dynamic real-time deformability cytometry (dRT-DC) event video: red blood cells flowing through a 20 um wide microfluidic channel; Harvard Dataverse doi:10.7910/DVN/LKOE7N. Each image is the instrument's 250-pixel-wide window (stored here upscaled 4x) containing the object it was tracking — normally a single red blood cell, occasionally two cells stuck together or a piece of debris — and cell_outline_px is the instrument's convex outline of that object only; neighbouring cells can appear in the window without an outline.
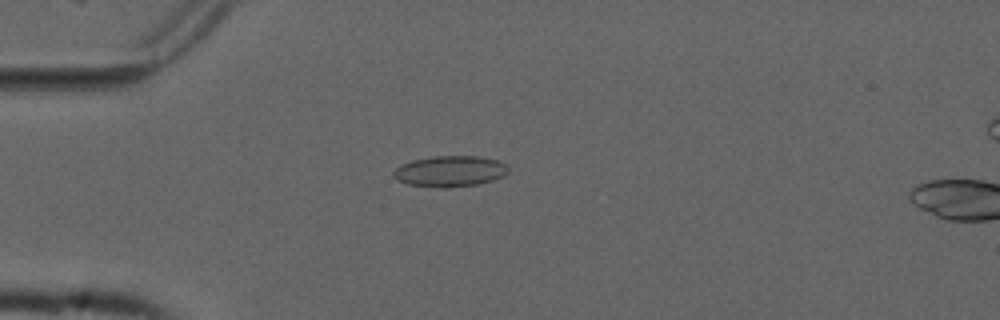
{"species": "common noctule bat (a hibernating species)", "species_latin": "Nyctalus noctula", "temperature_condition": "cold", "stored_images_in_passage": 53, "camera_frame_rate_fps": 3000, "um_per_image_px": 0.085, "animal": {"sex": "male", "forearm_length_mm": 52.5}, "frame": {"image": 1, "passage_image": 13, "time_ms": 4.0, "image_size_px": [1000, 320], "cell_outline_px": [[508, 172], [504, 176], [492, 180], [476, 184], [448, 188], [444, 188], [408, 184], [396, 180], [392, 176], [392, 172], [400, 164], [412, 160], [432, 156], [476, 156], [496, 160], [504, 164], [508, 168]], "centroid_in_image_um": [38.19, 14.55], "position_along_channel_um": 46.8, "area_um2": 20.69}}
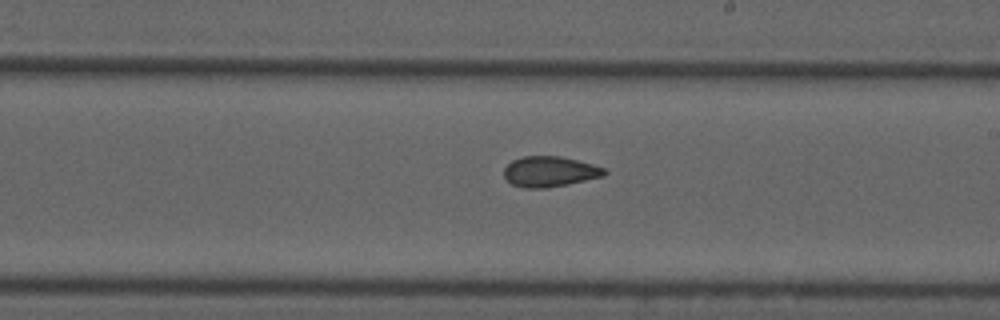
{"frame": {"image": 2, "passage_image": 30, "time_ms": 9.667, "image_size_px": [1000, 320], "cell_outline_px": [[608, 172], [604, 176], [568, 184], [548, 188], [524, 188], [512, 184], [504, 176], [504, 168], [512, 160], [524, 156], [560, 156], [592, 164], [604, 168]], "centroid_in_image_um": [46.72, 14.59], "position_along_channel_um": 242.3, "area_um2": 17.8}}
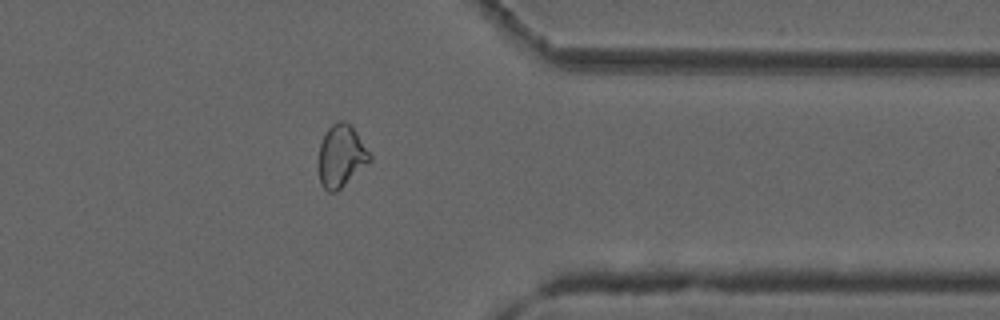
{"frame": {"image": 3, "passage_image": 42, "time_ms": 13.667, "image_size_px": [1000, 320], "cell_outline_px": [[372, 160], [336, 192], [328, 192], [320, 184], [320, 144], [328, 128], [332, 124], [340, 120], [344, 120], [356, 132], [372, 156]], "centroid_in_image_um": [29.01, 13.27], "position_along_channel_um": 382.4, "area_um2": 18.15}, "authors_computed_cell_mechanics": {"area_um2": 19.0162, "velocity_mm_per_s": 3.7658, "shape_relaxation_time_tau1_ms": null, "shape_relaxation_time_tau2_ms": 2.1715, "deformation_change_tau1": null, "deformation_change_tau2": 0.0777}}